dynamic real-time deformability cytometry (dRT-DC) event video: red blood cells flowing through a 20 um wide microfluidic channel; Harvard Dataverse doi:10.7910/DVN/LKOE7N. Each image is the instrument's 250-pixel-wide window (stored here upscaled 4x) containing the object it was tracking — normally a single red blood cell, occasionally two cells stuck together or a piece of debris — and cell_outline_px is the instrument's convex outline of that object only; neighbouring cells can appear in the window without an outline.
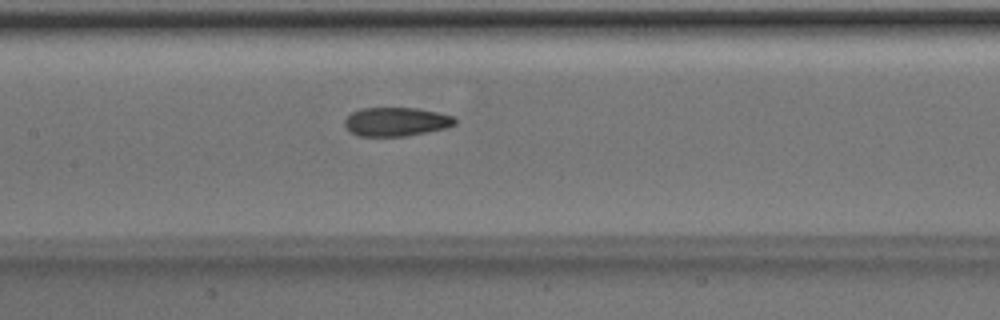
{"species": "Egyptian fruit bat (a non-hibernating species)", "species_latin": "Rousettus aegyptiacus", "temperature_condition": "room temperature", "stored_images_in_passage": 50, "camera_frame_rate_fps": 3000, "um_per_image_px": 0.085, "animal": {"sex": "male"}, "frame": {"image": 1, "passage_image": 24, "time_ms": 7.667, "image_size_px": [1000, 320], "cell_outline_px": [[456, 124], [444, 128], [428, 132], [408, 136], [360, 136], [348, 132], [344, 124], [344, 120], [352, 112], [360, 108], [416, 108], [436, 112], [452, 116], [456, 120]], "centroid_in_image_um": [33.63, 10.35], "position_along_channel_um": 173.8, "area_um2": 18.55}}
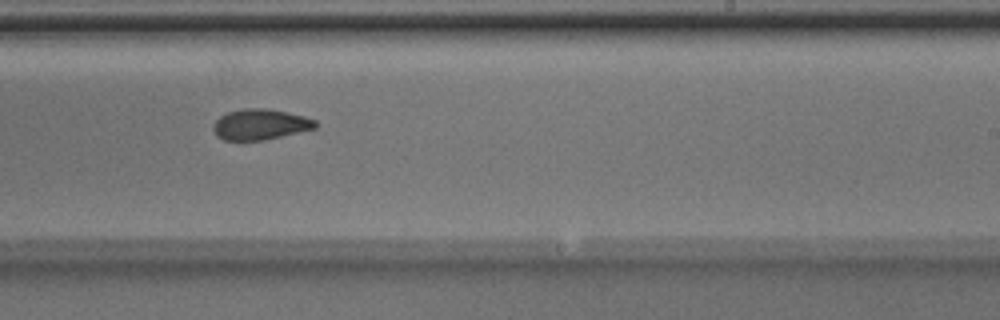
{"frame": {"image": 2, "passage_image": 31, "time_ms": 10.0, "image_size_px": [1000, 320], "cell_outline_px": [[316, 128], [264, 140], [224, 140], [216, 136], [212, 128], [212, 124], [220, 116], [228, 112], [244, 108], [268, 108], [304, 116], [316, 120]], "centroid_in_image_um": [22.09, 10.57], "position_along_channel_um": 266.9, "area_um2": 18.26}}
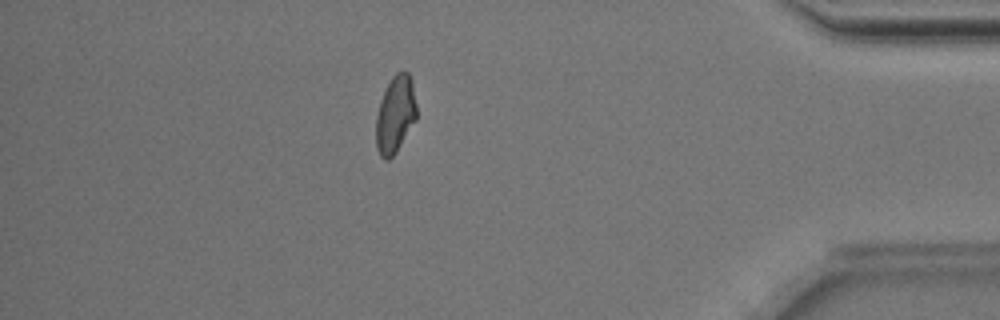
{"frame": {"image": 3, "passage_image": 44, "time_ms": 14.333, "image_size_px": [1000, 320], "cell_outline_px": [[416, 120], [396, 152], [388, 160], [384, 160], [380, 156], [376, 148], [376, 116], [380, 100], [392, 76], [396, 72], [408, 72], [412, 80], [416, 104]], "centroid_in_image_um": [33.59, 9.74], "position_along_channel_um": 401.6, "area_um2": 18.26}, "authors_computed_cell_mechanics": {"area_um2": 18.785, "velocity_mm_per_s": 4.0086, "shape_relaxation_time_tau1_ms": 4.9752, "shape_relaxation_time_tau2_ms": 1.8793, "deformation_change_tau1": 0.1595, "deformation_change_tau2": 0.0799}}